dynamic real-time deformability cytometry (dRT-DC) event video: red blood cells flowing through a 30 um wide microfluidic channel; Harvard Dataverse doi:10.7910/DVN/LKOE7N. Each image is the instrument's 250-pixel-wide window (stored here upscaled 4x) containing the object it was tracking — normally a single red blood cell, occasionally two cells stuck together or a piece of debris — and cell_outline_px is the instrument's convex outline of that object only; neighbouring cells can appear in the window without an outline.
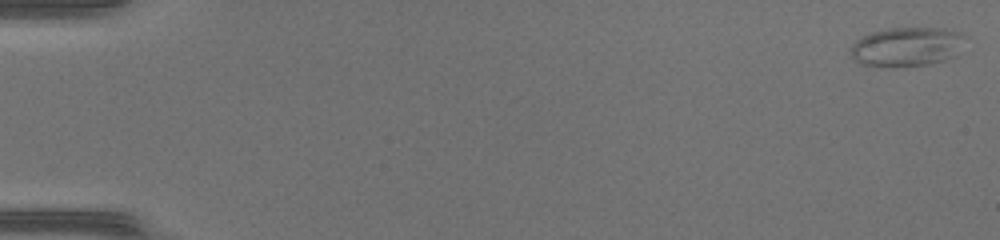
{"species": "common noctule bat (a hibernating species)", "species_latin": "Nyctalus noctula", "temperature_condition": "warm", "stored_images_in_passage": 49, "camera_frame_rate_fps": 3000, "um_per_image_px": 0.085, "animal": {"sex": "female", "body_mass_g": 17.0, "forearm_length_mm": 48.0}, "frame": {"image": 1, "passage_image": 1, "time_ms": 0.0, "image_size_px": [1000, 240], "cell_outline_px": [[964, 36], [956, 56], [944, 60], [928, 64], [864, 64], [856, 60], [848, 52], [852, 44], [856, 40], [872, 32], [888, 28], [944, 28], [960, 32]], "centroid_in_image_um": [77.08, 3.92], "position_along_channel_um": 7.9, "area_um2": 25.26}}
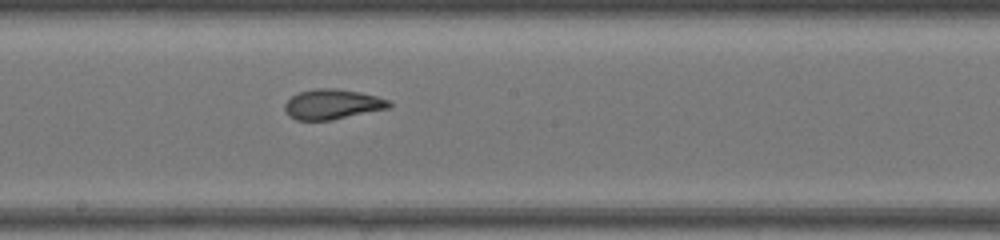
{"frame": {"image": 2, "passage_image": 28, "time_ms": 9.0, "image_size_px": [1000, 240], "cell_outline_px": [[392, 108], [332, 120], [296, 120], [288, 116], [284, 108], [284, 104], [292, 96], [300, 92], [316, 88], [336, 88], [360, 92], [376, 96], [388, 100], [392, 104]], "centroid_in_image_um": [28.27, 8.87], "position_along_channel_um": 219.9, "area_um2": 18.44}}
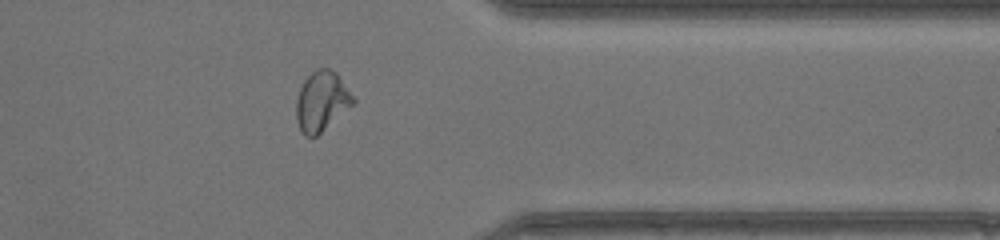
{"frame": {"image": 3, "passage_image": 40, "time_ms": 13.0, "image_size_px": [1000, 240], "cell_outline_px": [[356, 100], [352, 104], [316, 136], [304, 136], [296, 120], [296, 100], [300, 88], [304, 80], [316, 68], [328, 68], [336, 72]], "centroid_in_image_um": [27.31, 8.58], "position_along_channel_um": 384.1, "area_um2": 19.42}, "authors_computed_cell_mechanics": {"area_um2": 20.2878, "velocity_mm_per_s": 4.3092, "shape_relaxation_time_tau1_ms": null, "shape_relaxation_time_tau2_ms": 0.8708, "deformation_change_tau1": null, "deformation_change_tau2": 0.0612}}